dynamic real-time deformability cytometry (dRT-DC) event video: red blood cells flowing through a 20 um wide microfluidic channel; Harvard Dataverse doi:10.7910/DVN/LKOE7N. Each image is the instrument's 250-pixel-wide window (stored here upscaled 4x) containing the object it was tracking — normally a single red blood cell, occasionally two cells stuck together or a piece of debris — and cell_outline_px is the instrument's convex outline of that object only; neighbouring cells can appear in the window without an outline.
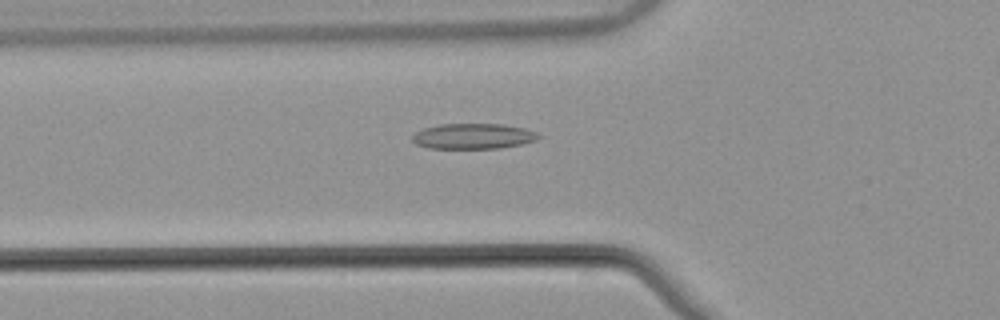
{"species": "common noctule bat (a hibernating species)", "species_latin": "Nyctalus noctula", "temperature_condition": "warm", "stored_images_in_passage": 49, "camera_frame_rate_fps": 3000, "um_per_image_px": 0.085, "animal": {"sex": "male", "body_mass_g": 21.5, "forearm_length_mm": 52.0}, "frame": {"image": 1, "passage_image": 20, "time_ms": 6.333, "image_size_px": [1000, 320], "cell_outline_px": [[544, 136], [536, 140], [520, 144], [500, 148], [428, 148], [416, 144], [412, 140], [412, 136], [416, 132], [424, 128], [440, 124], [504, 124], [524, 128], [536, 132]], "centroid_in_image_um": [40.24, 11.57], "position_along_channel_um": 85.6, "area_um2": 18.73}}
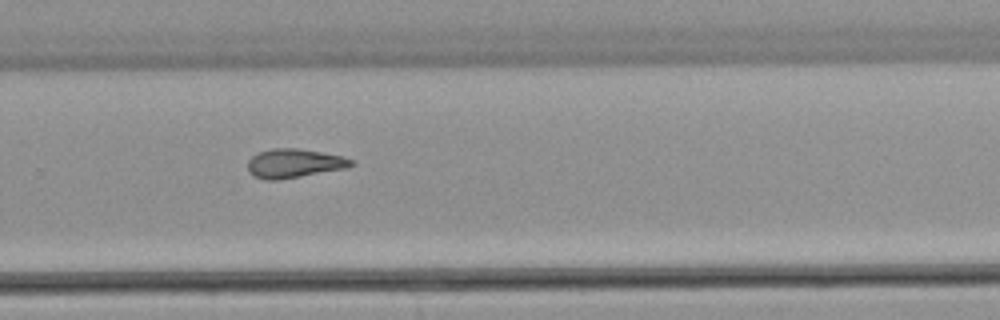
{"frame": {"image": 2, "passage_image": 37, "time_ms": 12.0, "image_size_px": [1000, 320], "cell_outline_px": [[356, 164], [344, 168], [300, 176], [276, 180], [264, 180], [252, 176], [248, 172], [248, 160], [256, 152], [272, 148], [296, 148], [344, 156], [352, 160]], "centroid_in_image_um": [24.94, 13.88], "position_along_channel_um": 304.9, "area_um2": 17.46}}
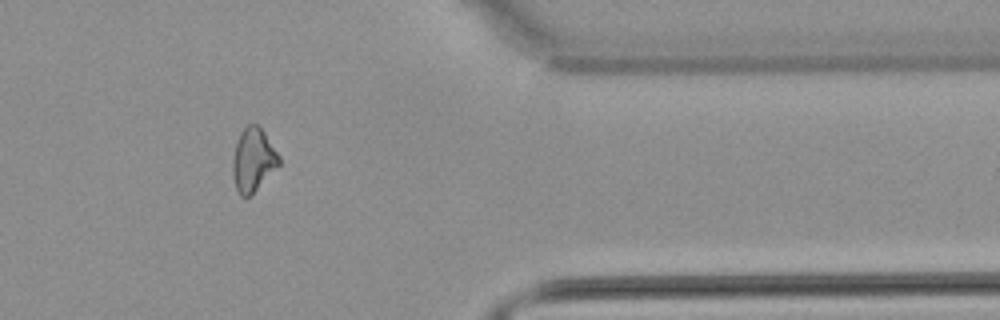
{"frame": {"image": 3, "passage_image": 45, "time_ms": 14.667, "image_size_px": [1000, 320], "cell_outline_px": [[280, 164], [248, 196], [240, 196], [236, 188], [232, 176], [232, 160], [236, 144], [240, 132], [248, 124], [256, 124], [264, 132], [280, 156]], "centroid_in_image_um": [21.5, 13.56], "position_along_channel_um": 389.9, "area_um2": 16.76}}